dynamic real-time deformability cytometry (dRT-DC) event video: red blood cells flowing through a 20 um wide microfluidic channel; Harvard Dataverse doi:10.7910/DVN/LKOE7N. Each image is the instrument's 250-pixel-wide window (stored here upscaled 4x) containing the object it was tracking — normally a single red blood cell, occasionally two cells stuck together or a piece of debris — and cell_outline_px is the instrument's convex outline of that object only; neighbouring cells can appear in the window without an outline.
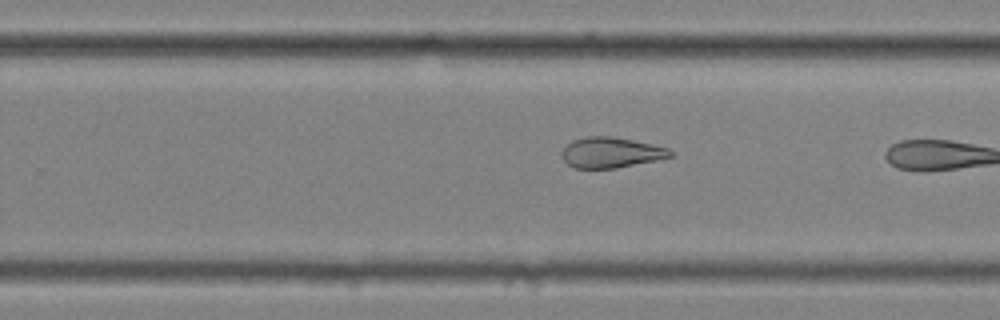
{"species": "common noctule bat (a hibernating species)", "species_latin": "Nyctalus noctula", "temperature_condition": "cold", "stored_images_in_passage": 34, "camera_frame_rate_fps": 3000, "um_per_image_px": 0.085, "animal": {"sex": "female", "body_mass_g": 25.1}, "frame": {"image": 1, "passage_image": 19, "time_ms": 6.0, "image_size_px": [1000, 320], "cell_outline_px": [[676, 156], [616, 168], [576, 168], [568, 164], [564, 160], [560, 152], [572, 140], [584, 136], [608, 136], [632, 140], [668, 148], [676, 152]], "centroid_in_image_um": [51.96, 12.96], "position_along_channel_um": 277.8, "area_um2": 19.31}, "authors_computed_cell_mechanics": {"area_um2": 19.2474, "velocity_mm_per_s": 3.5192, "shape_relaxation_time_tau1_ms": null, "shape_relaxation_time_tau2_ms": 2.9204, "deformation_change_tau1": null, "deformation_change_tau2": 0.1104}}